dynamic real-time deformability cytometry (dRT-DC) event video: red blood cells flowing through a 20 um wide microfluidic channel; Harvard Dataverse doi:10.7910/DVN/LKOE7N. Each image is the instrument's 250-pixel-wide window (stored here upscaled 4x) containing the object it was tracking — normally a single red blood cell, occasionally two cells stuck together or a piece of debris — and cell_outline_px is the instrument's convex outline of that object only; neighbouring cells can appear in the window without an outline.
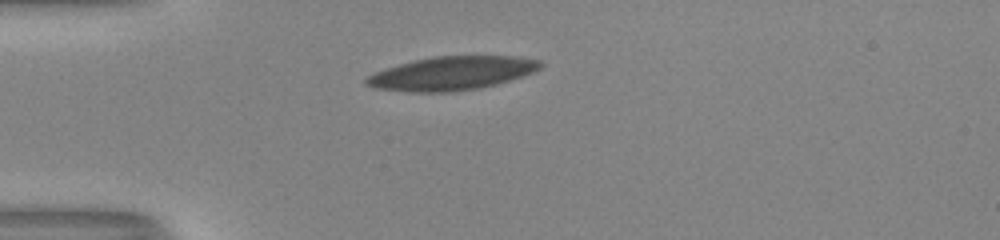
{"species": "human", "species_latin": "Homo sapiens", "temperature_condition": "room temperature", "stored_images_in_passage": 33, "camera_frame_rate_fps": 3000, "um_per_image_px": 0.085, "donor": {"sex": "male"}, "frame": {"image": 1, "passage_image": 1, "time_ms": 0.0, "image_size_px": [1000, 240], "cell_outline_px": [[544, 64], [536, 72], [496, 84], [480, 88], [448, 92], [408, 92], [376, 88], [364, 84], [364, 80], [372, 72], [412, 60], [436, 56], [516, 56], [540, 60]], "centroid_in_image_um": [38.4, 6.23], "position_along_channel_um": 46.6, "area_um2": 34.33}}
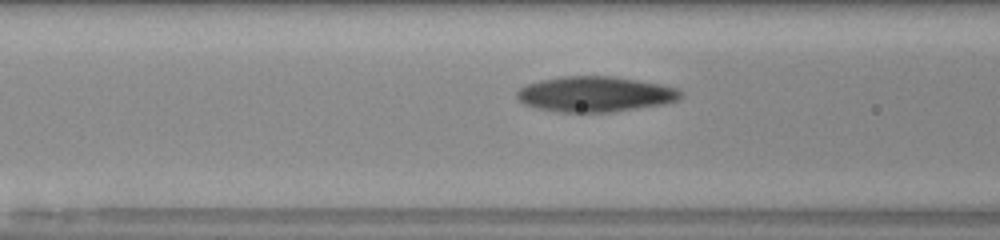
{"frame": {"image": 2, "passage_image": 8, "time_ms": 2.333, "image_size_px": [1000, 240], "cell_outline_px": [[684, 92], [676, 100], [664, 104], [612, 112], [556, 112], [536, 108], [524, 104], [516, 96], [516, 92], [524, 84], [540, 80], [560, 76], [612, 76], [660, 84], [676, 88]], "centroid_in_image_um": [50.54, 8.0], "position_along_channel_um": 116.1, "area_um2": 33.87}}
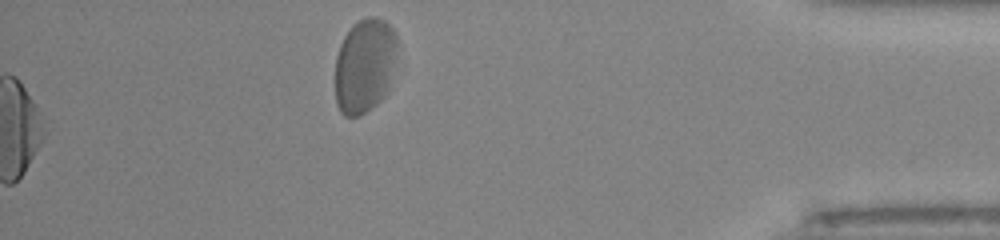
{"frame": {"image": 3, "passage_image": 33, "time_ms": 10.667, "image_size_px": [1000, 240], "cell_outline_px": [[396, 56], [388, 88], [384, 96], [372, 108], [360, 116], [344, 116], [340, 112], [336, 104], [336, 56], [340, 44], [344, 36], [352, 24], [368, 16], [376, 16], [384, 20], [392, 28], [396, 36]], "centroid_in_image_um": [30.98, 5.57], "position_along_channel_um": 404.2, "area_um2": 34.28}, "authors_computed_cell_mechanics": {"area_um2": 34.2176, "velocity_mm_per_s": 3.9596, "shape_relaxation_time_tau1_ms": 3.0055, "shape_relaxation_time_tau2_ms": 2.0629, "deformation_change_tau1": 0.1063, "deformation_change_tau2": 0.0949}}